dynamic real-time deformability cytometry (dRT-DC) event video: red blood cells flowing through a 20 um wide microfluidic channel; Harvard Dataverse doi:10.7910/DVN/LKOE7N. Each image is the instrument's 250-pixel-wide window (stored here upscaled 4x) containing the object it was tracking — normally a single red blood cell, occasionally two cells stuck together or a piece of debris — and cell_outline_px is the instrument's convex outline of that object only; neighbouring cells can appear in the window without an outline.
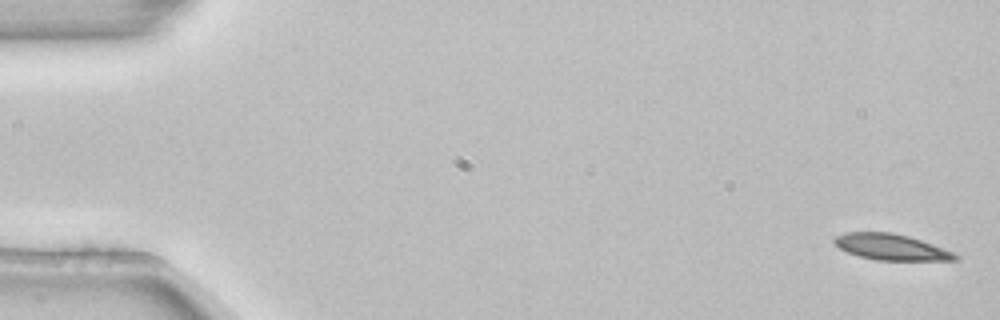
{"species": "common noctule bat (a hibernating species)", "species_latin": "Nyctalus noctula", "temperature_condition": "room temperature", "stored_images_in_passage": 4, "camera_frame_rate_fps": 3000, "um_per_image_px": 0.085, "animal": {"sex": "female", "body_mass_g": 22.7, "forearm_length_mm": 54.2}, "frame": {"image": 1, "passage_image": 1, "time_ms": 0.0, "image_size_px": [1000, 320], "cell_outline_px": [[960, 256], [956, 260], [876, 260], [860, 256], [848, 252], [840, 248], [832, 240], [836, 236], [844, 232], [892, 232], [908, 236], [944, 248]], "centroid_in_image_um": [75.74, 20.99], "position_along_channel_um": 9.3, "area_um2": 18.15}}
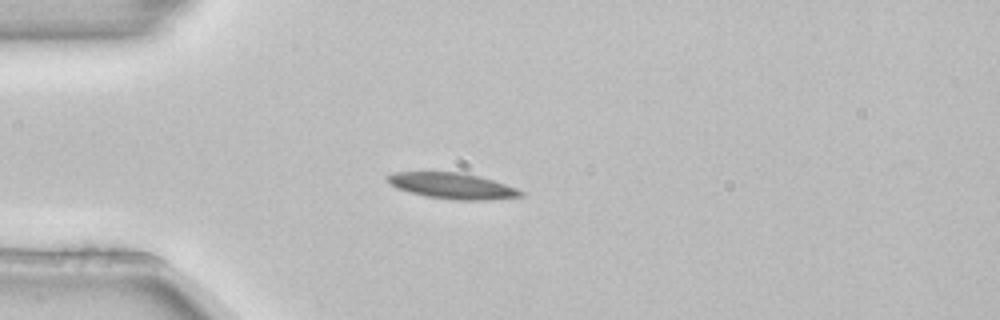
{"frame": {"image": 2, "passage_image": 4, "time_ms": 1.0, "image_size_px": [1000, 320], "cell_outline_px": [[524, 196], [484, 200], [452, 200], [428, 196], [396, 188], [384, 176], [396, 172], [464, 172], [480, 176], [516, 188], [524, 192]], "centroid_in_image_um": [38.47, 15.79], "position_along_channel_um": 46.5, "area_um2": 19.94}}